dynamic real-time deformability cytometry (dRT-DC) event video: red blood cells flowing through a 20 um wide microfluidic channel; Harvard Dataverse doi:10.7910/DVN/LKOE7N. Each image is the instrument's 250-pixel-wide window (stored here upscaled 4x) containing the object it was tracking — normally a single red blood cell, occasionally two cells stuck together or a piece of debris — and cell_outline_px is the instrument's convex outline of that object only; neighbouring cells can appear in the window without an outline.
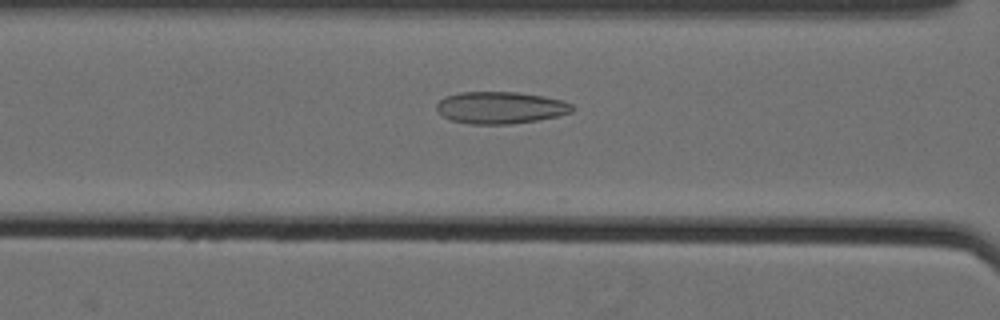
{"species": "Egyptian fruit bat (a non-hibernating species)", "species_latin": "Rousettus aegyptiacus", "temperature_condition": "cold", "stored_images_in_passage": 43, "camera_frame_rate_fps": 3000, "um_per_image_px": 0.085, "animal": {"sex": "female"}, "frame": {"image": 1, "passage_image": 11, "time_ms": 3.333, "image_size_px": [1000, 320], "cell_outline_px": [[576, 108], [572, 112], [556, 116], [536, 120], [508, 124], [472, 124], [452, 120], [436, 112], [436, 104], [444, 96], [460, 92], [516, 92], [544, 96], [564, 100], [572, 104]], "centroid_in_image_um": [42.54, 9.14], "position_along_channel_um": 124.1, "area_um2": 25.37}}
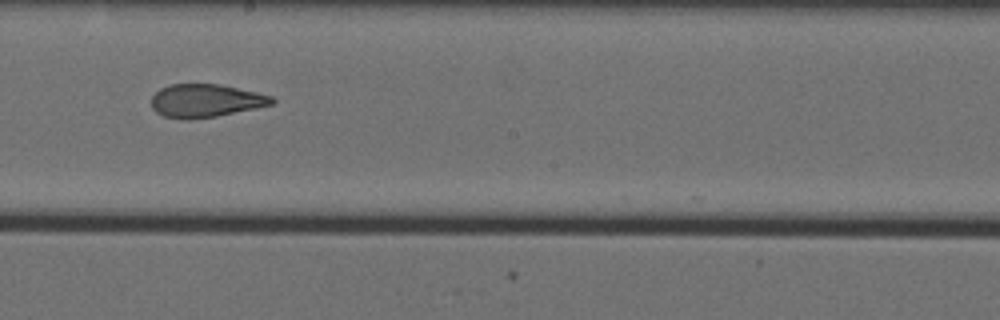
{"frame": {"image": 2, "passage_image": 20, "time_ms": 6.333, "image_size_px": [1000, 320], "cell_outline_px": [[276, 100], [272, 104], [256, 108], [216, 116], [188, 120], [164, 116], [156, 112], [152, 108], [152, 96], [160, 88], [168, 84], [220, 84], [256, 92], [272, 96]], "centroid_in_image_um": [17.46, 8.55], "position_along_channel_um": 230.7, "area_um2": 23.24}}
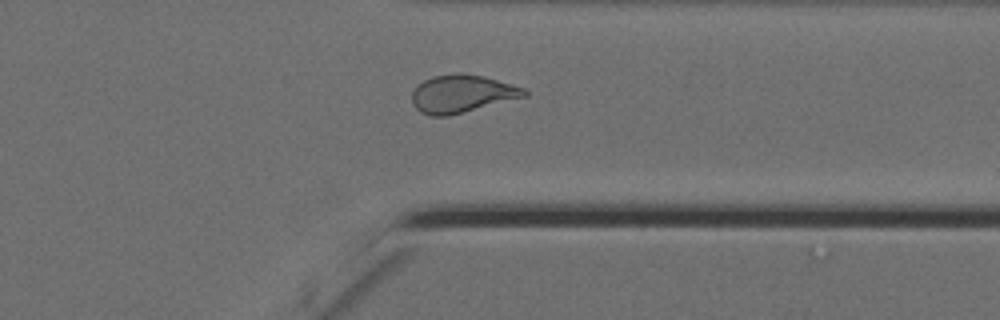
{"frame": {"image": 3, "passage_image": 32, "time_ms": 10.333, "image_size_px": [1000, 320], "cell_outline_px": [[528, 96], [448, 116], [432, 116], [420, 112], [412, 104], [412, 92], [416, 84], [432, 76], [484, 76], [524, 88], [528, 92]], "centroid_in_image_um": [39.25, 8.01], "position_along_channel_um": 372.2, "area_um2": 24.16}, "authors_computed_cell_mechanics": {"area_um2": 24.5072, "velocity_mm_per_s": 3.5523, "shape_relaxation_time_tau1_ms": null, "shape_relaxation_time_tau2_ms": 1.4255, "deformation_change_tau1": null, "deformation_change_tau2": 0.0861}}